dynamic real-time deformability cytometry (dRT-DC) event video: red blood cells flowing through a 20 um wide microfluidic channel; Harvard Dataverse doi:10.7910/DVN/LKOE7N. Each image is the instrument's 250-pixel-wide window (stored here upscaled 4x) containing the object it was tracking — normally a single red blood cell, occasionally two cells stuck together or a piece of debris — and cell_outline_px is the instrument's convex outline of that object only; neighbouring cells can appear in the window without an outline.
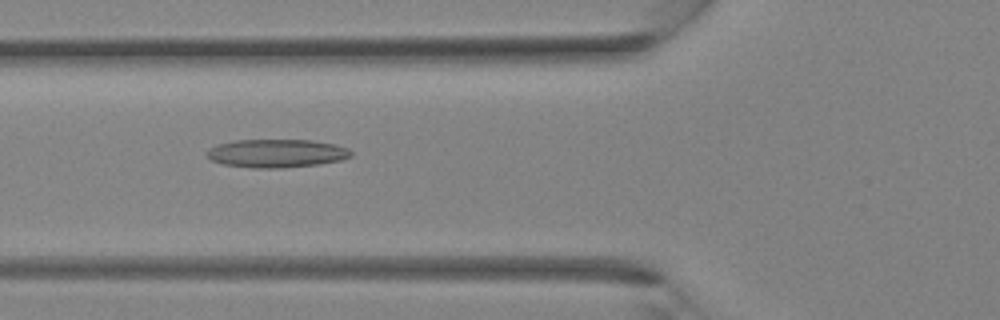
{"species": "Egyptian fruit bat (a non-hibernating species)", "species_latin": "Rousettus aegyptiacus", "temperature_condition": "room temperature", "stored_images_in_passage": 37, "camera_frame_rate_fps": 3000, "um_per_image_px": 0.085, "animal": {"sex": "female"}, "frame": {"image": 1, "passage_image": 14, "time_ms": 4.333, "image_size_px": [1000, 320], "cell_outline_px": [[352, 156], [340, 160], [320, 164], [280, 168], [252, 168], [220, 164], [212, 160], [208, 156], [208, 148], [216, 144], [232, 140], [312, 140], [332, 144], [348, 148], [352, 152]], "centroid_in_image_um": [23.48, 13.03], "position_along_channel_um": 102.3, "area_um2": 23.87}}
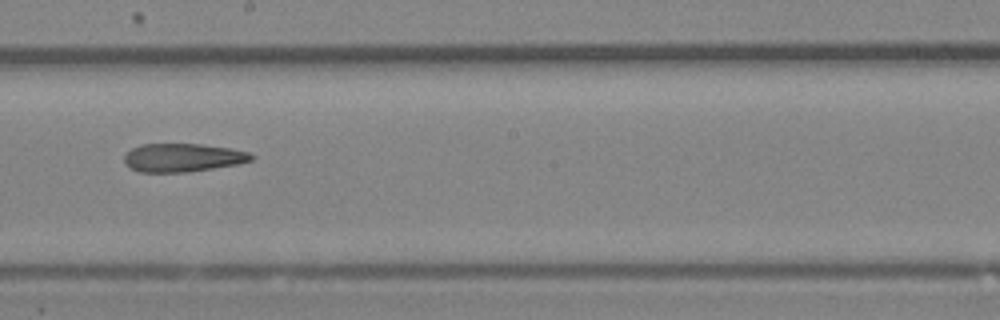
{"frame": {"image": 2, "passage_image": 21, "time_ms": 6.667, "image_size_px": [1000, 320], "cell_outline_px": [[256, 156], [252, 160], [236, 164], [188, 172], [140, 172], [124, 164], [124, 156], [132, 148], [140, 144], [204, 144], [232, 148], [248, 152]], "centroid_in_image_um": [15.54, 13.39], "position_along_channel_um": 232.7, "area_um2": 21.04}}
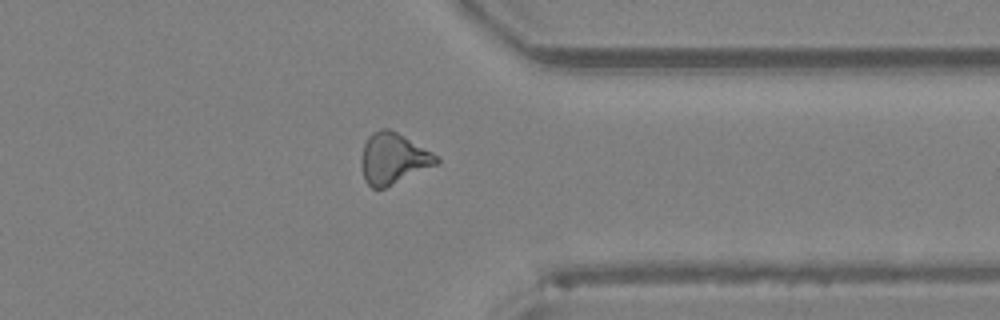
{"frame": {"image": 3, "passage_image": 29, "time_ms": 9.333, "image_size_px": [1000, 320], "cell_outline_px": [[440, 160], [436, 164], [384, 188], [372, 188], [364, 180], [360, 164], [360, 160], [364, 144], [368, 136], [372, 132], [380, 128], [388, 128], [396, 132], [432, 152]], "centroid_in_image_um": [33.36, 13.46], "position_along_channel_um": 378.0, "area_um2": 22.02}}